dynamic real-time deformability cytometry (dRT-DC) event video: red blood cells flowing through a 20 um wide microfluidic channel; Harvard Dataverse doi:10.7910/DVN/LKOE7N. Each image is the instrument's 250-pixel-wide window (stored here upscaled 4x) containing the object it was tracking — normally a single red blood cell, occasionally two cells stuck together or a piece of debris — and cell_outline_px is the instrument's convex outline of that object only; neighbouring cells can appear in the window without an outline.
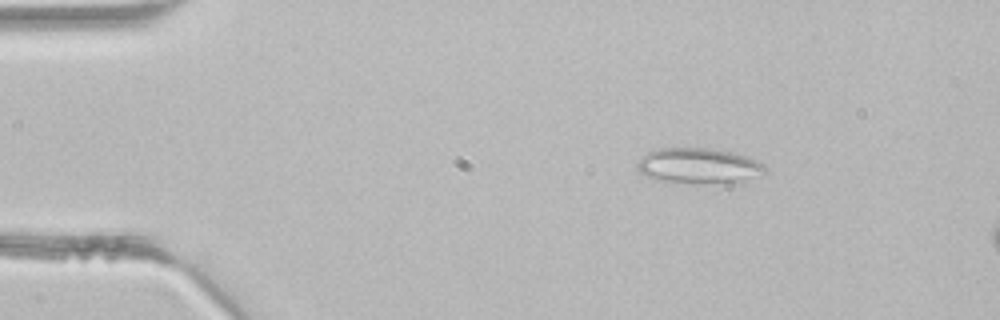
{"species": "common noctule bat (a hibernating species)", "species_latin": "Nyctalus noctula", "temperature_condition": "room temperature", "stored_images_in_passage": 44, "segment_of_instrument_passage": [1, 2], "camera_frame_rate_fps": 3000, "um_per_image_px": 0.085, "animal": {"sex": "male", "body_mass_g": 21.5, "forearm_length_mm": 52.0}, "frame": {"image": 1, "passage_image": 6, "time_ms": 1.667, "image_size_px": [1000, 320], "cell_outline_px": [[768, 172], [728, 184], [724, 184], [656, 180], [640, 172], [636, 168], [636, 164], [640, 156], [656, 148], [708, 148], [732, 152], [756, 160], [764, 164], [768, 168]], "centroid_in_image_um": [59.37, 14.08], "position_along_channel_um": 25.6, "area_um2": 26.41}}
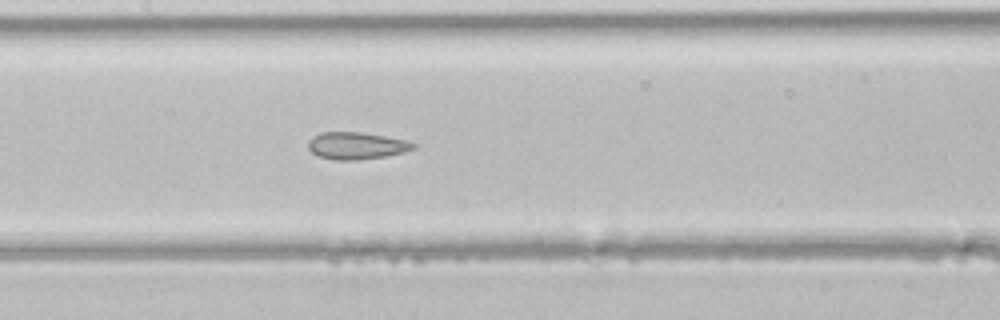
{"frame": {"image": 2, "passage_image": 20, "time_ms": 6.333, "image_size_px": [1000, 320], "cell_outline_px": [[416, 148], [404, 152], [384, 156], [360, 160], [332, 160], [320, 156], [312, 152], [308, 148], [308, 140], [312, 136], [320, 132], [360, 132], [384, 136], [404, 140], [416, 144]], "centroid_in_image_um": [30.26, 12.38], "position_along_channel_um": 177.1, "area_um2": 16.59}}
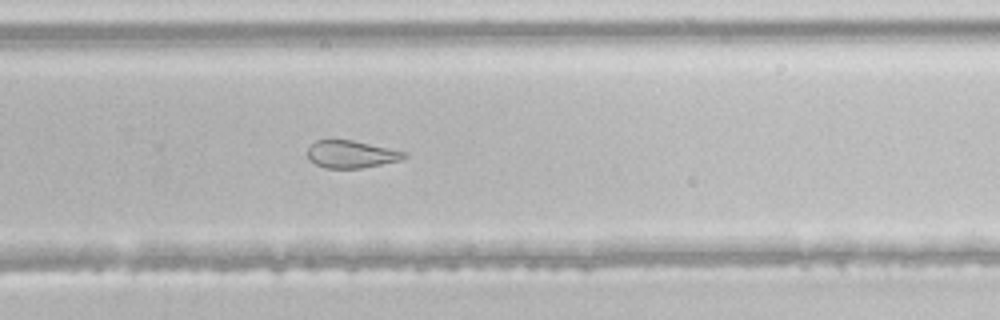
{"frame": {"image": 3, "passage_image": 28, "time_ms": 9.0, "image_size_px": [1000, 320], "cell_outline_px": [[408, 156], [400, 160], [360, 168], [324, 168], [308, 160], [308, 148], [316, 140], [352, 140], [408, 152]], "centroid_in_image_um": [29.85, 13.11], "position_along_channel_um": 299.9, "area_um2": 15.37}}